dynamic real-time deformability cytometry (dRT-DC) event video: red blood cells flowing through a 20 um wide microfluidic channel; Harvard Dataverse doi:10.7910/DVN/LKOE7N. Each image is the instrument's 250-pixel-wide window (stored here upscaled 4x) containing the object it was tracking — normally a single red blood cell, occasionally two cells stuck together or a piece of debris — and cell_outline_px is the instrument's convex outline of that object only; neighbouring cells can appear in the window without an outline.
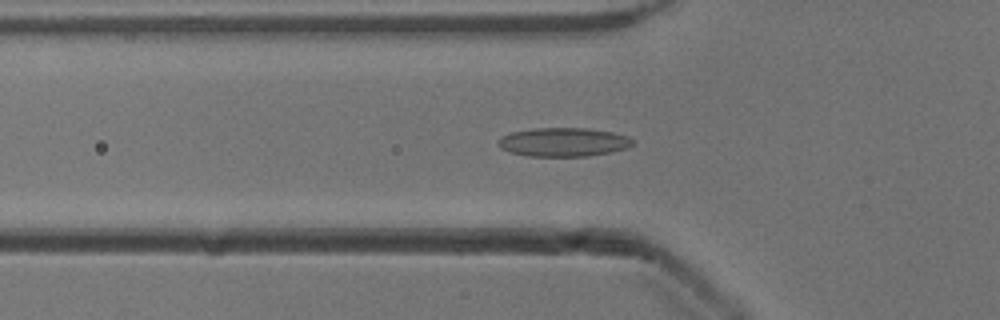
{"species": "common noctule bat (a hibernating species)", "species_latin": "Nyctalus noctula", "temperature_condition": "cold", "stored_images_in_passage": 52, "camera_frame_rate_fps": 3000, "um_per_image_px": 0.085, "animal": {"sex": "male", "body_mass_g": 13.3}, "frame": {"image": 1, "passage_image": 17, "time_ms": 5.333, "image_size_px": [1000, 320], "cell_outline_px": [[632, 144], [628, 148], [588, 156], [528, 156], [512, 152], [500, 148], [496, 144], [500, 136], [512, 132], [532, 128], [588, 128], [612, 132], [628, 136], [632, 140]], "centroid_in_image_um": [47.85, 12.07], "position_along_channel_um": 77.9, "area_um2": 22.54}}
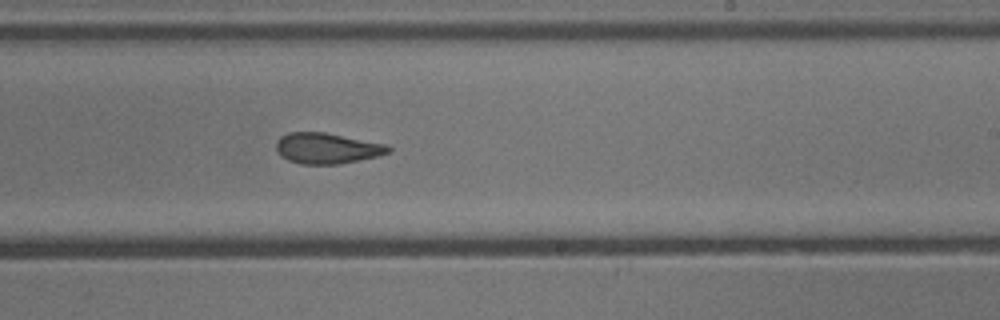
{"frame": {"image": 2, "passage_image": 31, "time_ms": 10.0, "image_size_px": [1000, 320], "cell_outline_px": [[392, 148], [388, 152], [376, 156], [336, 164], [300, 164], [288, 160], [280, 156], [276, 148], [276, 140], [280, 136], [288, 132], [324, 132], [388, 144]], "centroid_in_image_um": [27.75, 12.59], "position_along_channel_um": 261.3, "area_um2": 20.06}}
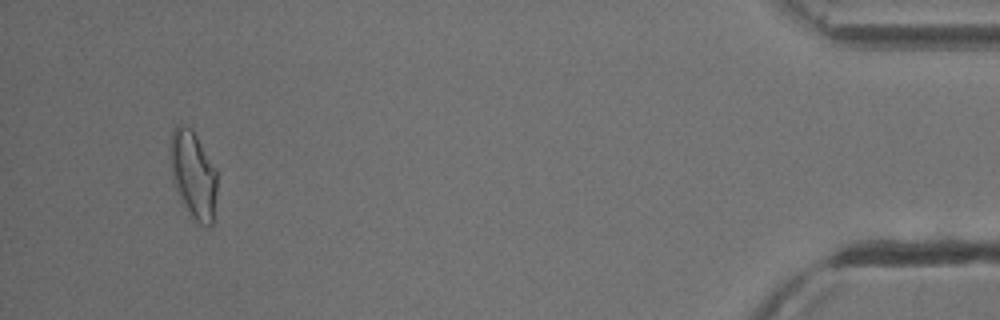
{"frame": {"image": 3, "passage_image": 49, "time_ms": 16.0, "image_size_px": [1000, 320], "cell_outline_px": [[216, 192], [212, 224], [208, 228], [200, 224], [188, 216], [172, 180], [168, 148], [168, 144], [172, 128], [176, 124], [180, 124], [192, 128], [216, 168]], "centroid_in_image_um": [16.38, 14.82], "position_along_channel_um": 418.8, "area_um2": 24.57}, "authors_computed_cell_mechanics": {"area_um2": 21.3282, "velocity_mm_per_s": 3.9029, "shape_relaxation_time_tau1_ms": null, "shape_relaxation_time_tau2_ms": 2.3872, "deformation_change_tau1": null, "deformation_change_tau2": 0.1012}}